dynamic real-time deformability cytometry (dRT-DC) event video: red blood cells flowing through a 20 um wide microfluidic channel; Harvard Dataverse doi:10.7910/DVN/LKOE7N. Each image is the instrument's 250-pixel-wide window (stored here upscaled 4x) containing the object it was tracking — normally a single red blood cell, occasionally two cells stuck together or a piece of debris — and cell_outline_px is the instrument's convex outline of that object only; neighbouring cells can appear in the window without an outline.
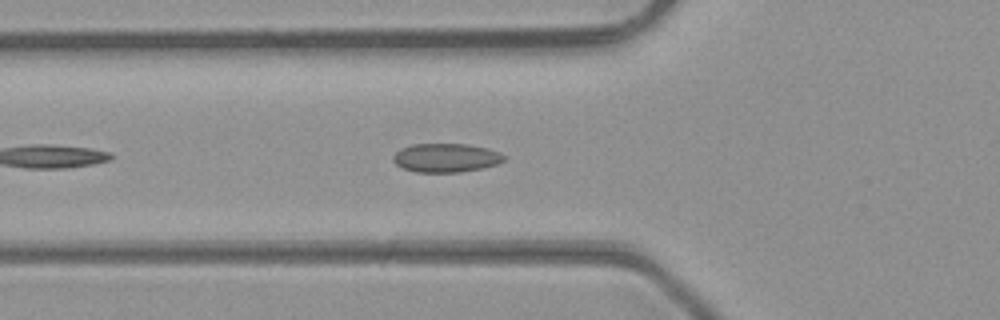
{"species": "common noctule bat (a hibernating species)", "species_latin": "Nyctalus noctula", "temperature_condition": "room temperature", "stored_images_in_passage": 10, "camera_frame_rate_fps": 3000, "um_per_image_px": 0.085, "animal": {"sex": "male", "body_mass_g": 23.1, "forearm_length_mm": 52.7}, "frame": {"image": 1, "passage_image": 5, "time_ms": 1.333, "image_size_px": [1000, 320], "cell_outline_px": [[508, 156], [504, 160], [496, 164], [484, 168], [460, 172], [416, 172], [404, 168], [396, 164], [392, 160], [392, 156], [400, 148], [412, 144], [468, 144], [488, 148], [500, 152]], "centroid_in_image_um": [37.93, 13.41], "position_along_channel_um": 87.9, "area_um2": 18.79}}